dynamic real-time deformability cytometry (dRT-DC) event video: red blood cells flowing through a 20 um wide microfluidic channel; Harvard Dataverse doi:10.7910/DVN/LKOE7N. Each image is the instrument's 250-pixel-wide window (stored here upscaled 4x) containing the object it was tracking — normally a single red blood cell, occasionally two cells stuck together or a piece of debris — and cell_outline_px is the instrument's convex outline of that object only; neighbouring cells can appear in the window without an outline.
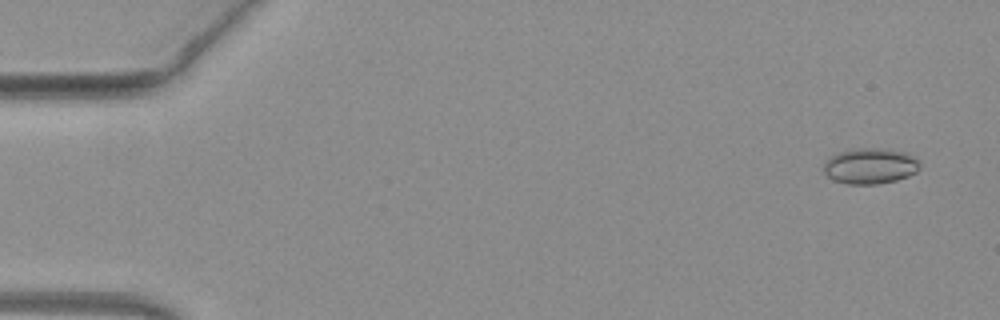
{"species": "common noctule bat (a hibernating species)", "species_latin": "Nyctalus noctula", "temperature_condition": "warm", "stored_images_in_passage": 6, "camera_frame_rate_fps": 3000, "um_per_image_px": 0.085, "animal": {"sex": "female", "body_mass_g": 19.3, "forearm_length_mm": 54.1}, "frame": {"image": 1, "passage_image": 2, "time_ms": 0.333, "image_size_px": [1000, 320], "cell_outline_px": [[920, 168], [916, 172], [908, 176], [896, 180], [876, 184], [848, 184], [832, 180], [824, 172], [824, 164], [832, 156], [840, 152], [860, 148], [880, 148], [904, 152], [912, 156], [920, 164]], "centroid_in_image_um": [73.97, 14.12], "position_along_channel_um": 11.0, "area_um2": 19.77}}